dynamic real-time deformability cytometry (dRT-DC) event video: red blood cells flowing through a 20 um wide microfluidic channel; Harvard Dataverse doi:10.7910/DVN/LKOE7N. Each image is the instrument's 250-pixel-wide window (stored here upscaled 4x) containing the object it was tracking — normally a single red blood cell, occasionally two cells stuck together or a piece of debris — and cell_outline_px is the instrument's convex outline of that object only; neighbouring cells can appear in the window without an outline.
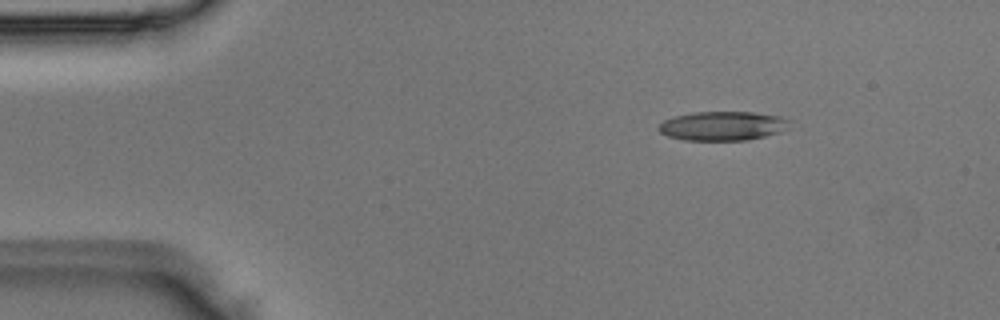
{"species": "Egyptian fruit bat (a non-hibernating species)", "species_latin": "Rousettus aegyptiacus", "temperature_condition": "room temperature", "stored_images_in_passage": 4, "camera_frame_rate_fps": 3000, "um_per_image_px": 0.085, "animal": {"sex": "male"}, "frame": {"image": 1, "passage_image": 2, "time_ms": 0.333, "image_size_px": [1000, 320], "cell_outline_px": [[792, 120], [776, 132], [764, 136], [748, 140], [684, 140], [668, 136], [660, 132], [656, 128], [664, 120], [676, 116], [692, 112], [752, 112], [780, 116]], "centroid_in_image_um": [61.35, 10.7], "position_along_channel_um": 23.6, "area_um2": 21.91}}
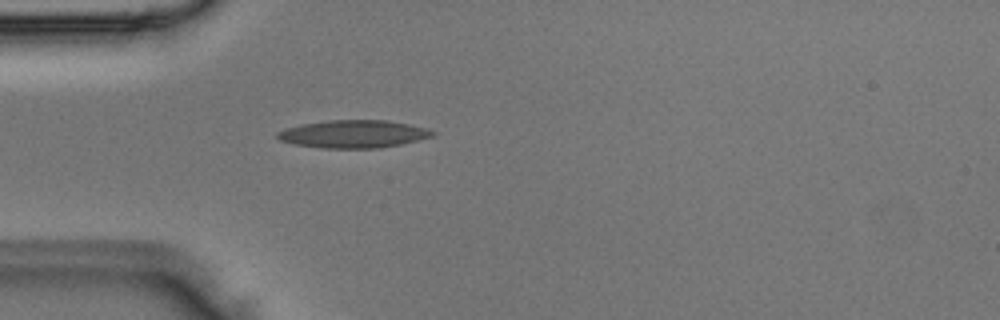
{"frame": {"image": 2, "passage_image": 4, "time_ms": 1.0, "image_size_px": [1000, 320], "cell_outline_px": [[436, 132], [432, 136], [400, 144], [380, 148], [324, 148], [292, 144], [280, 140], [276, 136], [276, 132], [284, 128], [300, 124], [328, 120], [388, 120], [428, 128]], "centroid_in_image_um": [30.0, 11.38], "position_along_channel_um": 55.0, "area_um2": 25.14}}